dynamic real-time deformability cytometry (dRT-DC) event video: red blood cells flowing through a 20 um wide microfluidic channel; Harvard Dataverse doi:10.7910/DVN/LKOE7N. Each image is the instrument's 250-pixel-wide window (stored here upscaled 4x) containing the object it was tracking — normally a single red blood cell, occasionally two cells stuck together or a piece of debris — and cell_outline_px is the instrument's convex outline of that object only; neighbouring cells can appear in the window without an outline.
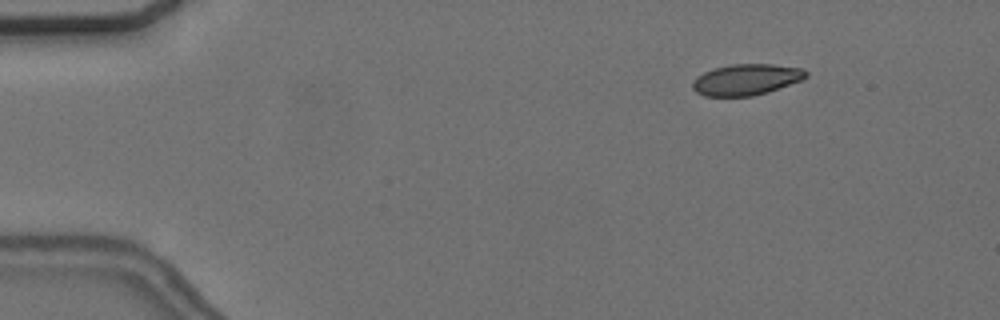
{"species": "common noctule bat (a hibernating species)", "species_latin": "Nyctalus noctula", "temperature_condition": "cold", "stored_images_in_passage": 57, "camera_frame_rate_fps": 3000, "um_per_image_px": 0.085, "animal": {"sex": "female", "body_mass_g": 24.6, "forearm_length_mm": 56.2}, "frame": {"image": 1, "passage_image": 8, "time_ms": 2.333, "image_size_px": [1000, 320], "cell_outline_px": [[808, 76], [800, 80], [768, 92], [752, 96], [704, 96], [696, 92], [692, 88], [692, 84], [696, 76], [712, 68], [732, 64], [772, 64], [804, 68], [808, 72]], "centroid_in_image_um": [63.42, 6.75], "position_along_channel_um": 21.6, "area_um2": 20.63}}
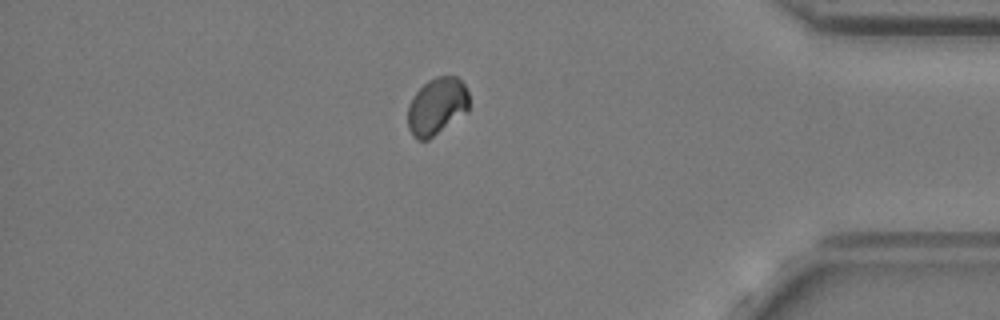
{"frame": {"image": 2, "passage_image": 49, "time_ms": 16.0, "image_size_px": [1000, 320], "cell_outline_px": [[468, 112], [428, 140], [416, 140], [412, 136], [408, 128], [408, 104], [412, 96], [428, 80], [436, 76], [456, 76], [464, 84], [468, 92]], "centroid_in_image_um": [37.12, 9.05], "position_along_channel_um": 398.1, "area_um2": 20.63}}
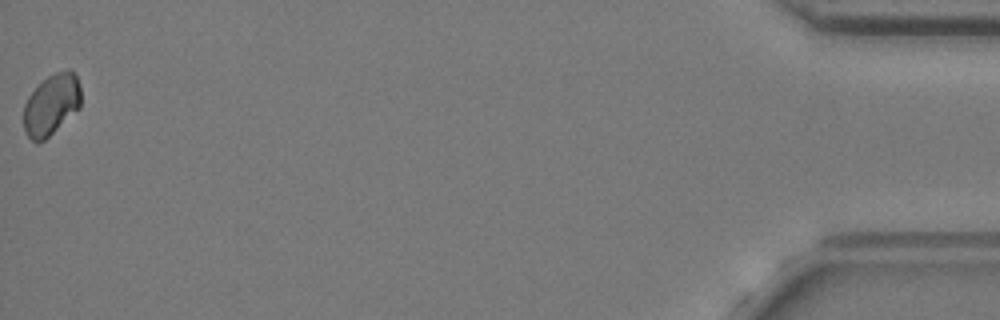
{"frame": {"image": 3, "passage_image": 57, "time_ms": 18.667, "image_size_px": [1000, 320], "cell_outline_px": [[80, 108], [44, 140], [36, 144], [24, 132], [24, 104], [28, 96], [48, 76], [56, 72], [68, 68], [76, 76], [80, 84]], "centroid_in_image_um": [4.36, 8.9], "position_along_channel_um": 430.8, "area_um2": 20.29}}